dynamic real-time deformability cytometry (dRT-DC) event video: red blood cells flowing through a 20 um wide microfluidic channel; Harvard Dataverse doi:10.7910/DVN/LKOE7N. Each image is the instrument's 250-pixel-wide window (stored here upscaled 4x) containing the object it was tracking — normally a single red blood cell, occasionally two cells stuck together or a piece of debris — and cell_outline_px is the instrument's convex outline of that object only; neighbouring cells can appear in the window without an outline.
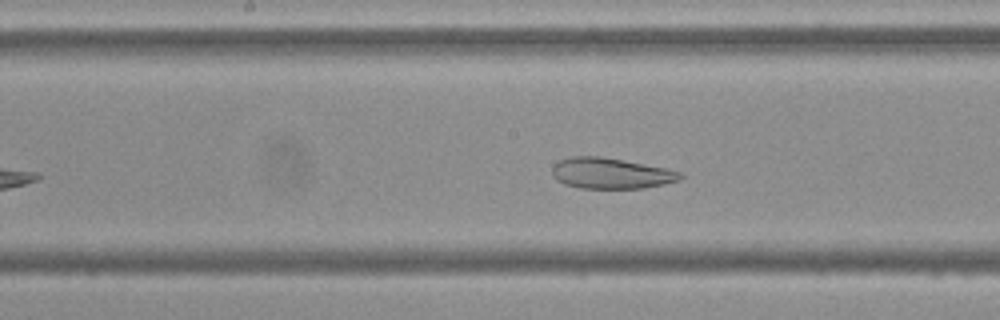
{"species": "Egyptian fruit bat (a non-hibernating species)", "species_latin": "Rousettus aegyptiacus", "temperature_condition": "cold", "stored_images_in_passage": 44, "camera_frame_rate_fps": 3000, "um_per_image_px": 0.085, "frame": {"image": 1, "passage_image": 20, "time_ms": 6.333, "image_size_px": [1000, 320], "cell_outline_px": [[684, 176], [680, 180], [664, 184], [644, 188], [580, 188], [564, 184], [556, 180], [552, 176], [552, 168], [560, 160], [572, 156], [600, 156], [668, 168], [680, 172]], "centroid_in_image_um": [51.93, 14.73], "position_along_channel_um": 196.3, "area_um2": 23.06}}
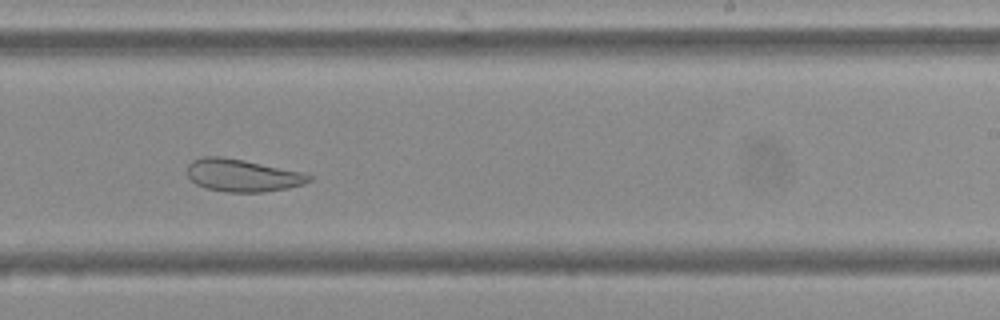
{"frame": {"image": 2, "passage_image": 26, "time_ms": 8.333, "image_size_px": [1000, 320], "cell_outline_px": [[312, 180], [304, 184], [288, 188], [264, 192], [224, 192], [204, 188], [196, 184], [188, 176], [188, 164], [192, 160], [204, 156], [220, 156], [244, 160], [300, 172], [312, 176]], "centroid_in_image_um": [20.58, 14.91], "position_along_channel_um": 268.4, "area_um2": 23.0}}
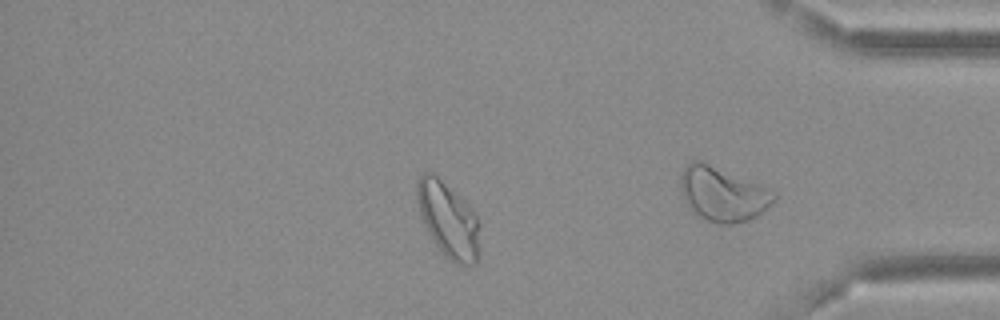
{"frame": {"image": 3, "passage_image": 35, "time_ms": 11.333, "image_size_px": [1000, 320], "cell_outline_px": [[480, 256], [476, 264], [468, 268], [456, 264], [436, 244], [428, 232], [424, 224], [416, 200], [416, 180], [424, 172], [432, 172], [476, 216], [480, 224]], "centroid_in_image_um": [38.12, 18.76], "position_along_channel_um": 397.1, "area_um2": 27.11}, "authors_computed_cell_mechanics": {"area_um2": 27.6862, "velocity_mm_per_s": 3.6199, "shape_relaxation_time_tau1_ms": null, "shape_relaxation_time_tau2_ms": 2.0475, "deformation_change_tau1": null, "deformation_change_tau2": 0.0903}}